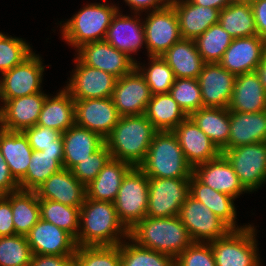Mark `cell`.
Instances as JSON below:
<instances>
[{
    "label": "cell",
    "mask_w": 266,
    "mask_h": 266,
    "mask_svg": "<svg viewBox=\"0 0 266 266\" xmlns=\"http://www.w3.org/2000/svg\"><path fill=\"white\" fill-rule=\"evenodd\" d=\"M128 237L129 231L119 221L114 203L85 198L80 207L77 246H115Z\"/></svg>",
    "instance_id": "1"
},
{
    "label": "cell",
    "mask_w": 266,
    "mask_h": 266,
    "mask_svg": "<svg viewBox=\"0 0 266 266\" xmlns=\"http://www.w3.org/2000/svg\"><path fill=\"white\" fill-rule=\"evenodd\" d=\"M157 132L145 114L122 116L104 140L113 159L139 167Z\"/></svg>",
    "instance_id": "2"
},
{
    "label": "cell",
    "mask_w": 266,
    "mask_h": 266,
    "mask_svg": "<svg viewBox=\"0 0 266 266\" xmlns=\"http://www.w3.org/2000/svg\"><path fill=\"white\" fill-rule=\"evenodd\" d=\"M129 237L142 247L174 259L194 242L179 216H146L129 231Z\"/></svg>",
    "instance_id": "3"
},
{
    "label": "cell",
    "mask_w": 266,
    "mask_h": 266,
    "mask_svg": "<svg viewBox=\"0 0 266 266\" xmlns=\"http://www.w3.org/2000/svg\"><path fill=\"white\" fill-rule=\"evenodd\" d=\"M139 168L148 178L190 179L193 174V168L172 131H158L155 134Z\"/></svg>",
    "instance_id": "4"
},
{
    "label": "cell",
    "mask_w": 266,
    "mask_h": 266,
    "mask_svg": "<svg viewBox=\"0 0 266 266\" xmlns=\"http://www.w3.org/2000/svg\"><path fill=\"white\" fill-rule=\"evenodd\" d=\"M118 10L119 7L115 4H88L67 22L62 25V21L60 22L62 38L76 49L86 43L104 40L112 18Z\"/></svg>",
    "instance_id": "5"
},
{
    "label": "cell",
    "mask_w": 266,
    "mask_h": 266,
    "mask_svg": "<svg viewBox=\"0 0 266 266\" xmlns=\"http://www.w3.org/2000/svg\"><path fill=\"white\" fill-rule=\"evenodd\" d=\"M149 178L133 167L124 177L114 201L119 221L130 231L147 214Z\"/></svg>",
    "instance_id": "6"
},
{
    "label": "cell",
    "mask_w": 266,
    "mask_h": 266,
    "mask_svg": "<svg viewBox=\"0 0 266 266\" xmlns=\"http://www.w3.org/2000/svg\"><path fill=\"white\" fill-rule=\"evenodd\" d=\"M256 228L247 225L231 230L226 236L209 242L216 266H260Z\"/></svg>",
    "instance_id": "7"
},
{
    "label": "cell",
    "mask_w": 266,
    "mask_h": 266,
    "mask_svg": "<svg viewBox=\"0 0 266 266\" xmlns=\"http://www.w3.org/2000/svg\"><path fill=\"white\" fill-rule=\"evenodd\" d=\"M240 184L247 192L256 191L266 182V142L223 150Z\"/></svg>",
    "instance_id": "8"
},
{
    "label": "cell",
    "mask_w": 266,
    "mask_h": 266,
    "mask_svg": "<svg viewBox=\"0 0 266 266\" xmlns=\"http://www.w3.org/2000/svg\"><path fill=\"white\" fill-rule=\"evenodd\" d=\"M190 195L189 179L149 178L147 217L179 216Z\"/></svg>",
    "instance_id": "9"
},
{
    "label": "cell",
    "mask_w": 266,
    "mask_h": 266,
    "mask_svg": "<svg viewBox=\"0 0 266 266\" xmlns=\"http://www.w3.org/2000/svg\"><path fill=\"white\" fill-rule=\"evenodd\" d=\"M44 68L40 56L33 52L23 62L2 73L0 100L15 99L42 92Z\"/></svg>",
    "instance_id": "10"
},
{
    "label": "cell",
    "mask_w": 266,
    "mask_h": 266,
    "mask_svg": "<svg viewBox=\"0 0 266 266\" xmlns=\"http://www.w3.org/2000/svg\"><path fill=\"white\" fill-rule=\"evenodd\" d=\"M179 218L194 242L209 243L226 236L232 230L191 195L181 206Z\"/></svg>",
    "instance_id": "11"
},
{
    "label": "cell",
    "mask_w": 266,
    "mask_h": 266,
    "mask_svg": "<svg viewBox=\"0 0 266 266\" xmlns=\"http://www.w3.org/2000/svg\"><path fill=\"white\" fill-rule=\"evenodd\" d=\"M145 20L143 27L147 56L163 55L182 38L178 17L171 4L163 9L149 11Z\"/></svg>",
    "instance_id": "12"
},
{
    "label": "cell",
    "mask_w": 266,
    "mask_h": 266,
    "mask_svg": "<svg viewBox=\"0 0 266 266\" xmlns=\"http://www.w3.org/2000/svg\"><path fill=\"white\" fill-rule=\"evenodd\" d=\"M77 59L84 65L100 69L119 79L136 67V59L118 51L107 41L86 43L76 49Z\"/></svg>",
    "instance_id": "13"
},
{
    "label": "cell",
    "mask_w": 266,
    "mask_h": 266,
    "mask_svg": "<svg viewBox=\"0 0 266 266\" xmlns=\"http://www.w3.org/2000/svg\"><path fill=\"white\" fill-rule=\"evenodd\" d=\"M151 97L150 88L136 67L117 79L111 96L121 117L145 114Z\"/></svg>",
    "instance_id": "14"
},
{
    "label": "cell",
    "mask_w": 266,
    "mask_h": 266,
    "mask_svg": "<svg viewBox=\"0 0 266 266\" xmlns=\"http://www.w3.org/2000/svg\"><path fill=\"white\" fill-rule=\"evenodd\" d=\"M76 68L64 88L74 100L108 98L112 96L117 78L100 69L82 64L74 59Z\"/></svg>",
    "instance_id": "15"
},
{
    "label": "cell",
    "mask_w": 266,
    "mask_h": 266,
    "mask_svg": "<svg viewBox=\"0 0 266 266\" xmlns=\"http://www.w3.org/2000/svg\"><path fill=\"white\" fill-rule=\"evenodd\" d=\"M76 125L105 139L118 123L120 115L112 98L74 100Z\"/></svg>",
    "instance_id": "16"
},
{
    "label": "cell",
    "mask_w": 266,
    "mask_h": 266,
    "mask_svg": "<svg viewBox=\"0 0 266 266\" xmlns=\"http://www.w3.org/2000/svg\"><path fill=\"white\" fill-rule=\"evenodd\" d=\"M236 76L219 63H205L197 80L203 107L228 108Z\"/></svg>",
    "instance_id": "17"
},
{
    "label": "cell",
    "mask_w": 266,
    "mask_h": 266,
    "mask_svg": "<svg viewBox=\"0 0 266 266\" xmlns=\"http://www.w3.org/2000/svg\"><path fill=\"white\" fill-rule=\"evenodd\" d=\"M265 50L266 40L258 35L234 38L218 63L235 76L253 72Z\"/></svg>",
    "instance_id": "18"
},
{
    "label": "cell",
    "mask_w": 266,
    "mask_h": 266,
    "mask_svg": "<svg viewBox=\"0 0 266 266\" xmlns=\"http://www.w3.org/2000/svg\"><path fill=\"white\" fill-rule=\"evenodd\" d=\"M46 94L33 95L9 100H0V128L7 131H23L37 124Z\"/></svg>",
    "instance_id": "19"
},
{
    "label": "cell",
    "mask_w": 266,
    "mask_h": 266,
    "mask_svg": "<svg viewBox=\"0 0 266 266\" xmlns=\"http://www.w3.org/2000/svg\"><path fill=\"white\" fill-rule=\"evenodd\" d=\"M25 236L32 253L37 255H74L77 248L68 232L41 218Z\"/></svg>",
    "instance_id": "20"
},
{
    "label": "cell",
    "mask_w": 266,
    "mask_h": 266,
    "mask_svg": "<svg viewBox=\"0 0 266 266\" xmlns=\"http://www.w3.org/2000/svg\"><path fill=\"white\" fill-rule=\"evenodd\" d=\"M187 162L192 168L217 158L221 151L187 116L173 131Z\"/></svg>",
    "instance_id": "21"
},
{
    "label": "cell",
    "mask_w": 266,
    "mask_h": 266,
    "mask_svg": "<svg viewBox=\"0 0 266 266\" xmlns=\"http://www.w3.org/2000/svg\"><path fill=\"white\" fill-rule=\"evenodd\" d=\"M35 192L39 200H52L78 208L84 204L86 198V186L71 170L65 168L52 174Z\"/></svg>",
    "instance_id": "22"
},
{
    "label": "cell",
    "mask_w": 266,
    "mask_h": 266,
    "mask_svg": "<svg viewBox=\"0 0 266 266\" xmlns=\"http://www.w3.org/2000/svg\"><path fill=\"white\" fill-rule=\"evenodd\" d=\"M193 175L204 185L233 198L247 192L240 184L232 165L222 153L213 160L195 166Z\"/></svg>",
    "instance_id": "23"
},
{
    "label": "cell",
    "mask_w": 266,
    "mask_h": 266,
    "mask_svg": "<svg viewBox=\"0 0 266 266\" xmlns=\"http://www.w3.org/2000/svg\"><path fill=\"white\" fill-rule=\"evenodd\" d=\"M119 11L112 18L104 40L133 59L131 54H136L141 47L143 48V43H146L143 21H140L138 13H135L136 16L133 18L122 15Z\"/></svg>",
    "instance_id": "24"
},
{
    "label": "cell",
    "mask_w": 266,
    "mask_h": 266,
    "mask_svg": "<svg viewBox=\"0 0 266 266\" xmlns=\"http://www.w3.org/2000/svg\"><path fill=\"white\" fill-rule=\"evenodd\" d=\"M179 23L180 35L195 40L211 25L219 23L220 10L193 4L190 0H171Z\"/></svg>",
    "instance_id": "25"
},
{
    "label": "cell",
    "mask_w": 266,
    "mask_h": 266,
    "mask_svg": "<svg viewBox=\"0 0 266 266\" xmlns=\"http://www.w3.org/2000/svg\"><path fill=\"white\" fill-rule=\"evenodd\" d=\"M228 110L241 113L266 111V90L255 71L236 76Z\"/></svg>",
    "instance_id": "26"
},
{
    "label": "cell",
    "mask_w": 266,
    "mask_h": 266,
    "mask_svg": "<svg viewBox=\"0 0 266 266\" xmlns=\"http://www.w3.org/2000/svg\"><path fill=\"white\" fill-rule=\"evenodd\" d=\"M62 138L63 168L68 170L89 158L105 143V140L97 133L76 124L63 132Z\"/></svg>",
    "instance_id": "27"
},
{
    "label": "cell",
    "mask_w": 266,
    "mask_h": 266,
    "mask_svg": "<svg viewBox=\"0 0 266 266\" xmlns=\"http://www.w3.org/2000/svg\"><path fill=\"white\" fill-rule=\"evenodd\" d=\"M258 142H266V111H230L228 149Z\"/></svg>",
    "instance_id": "28"
},
{
    "label": "cell",
    "mask_w": 266,
    "mask_h": 266,
    "mask_svg": "<svg viewBox=\"0 0 266 266\" xmlns=\"http://www.w3.org/2000/svg\"><path fill=\"white\" fill-rule=\"evenodd\" d=\"M0 150L13 178L19 183L26 175L33 150L22 131L0 128Z\"/></svg>",
    "instance_id": "29"
},
{
    "label": "cell",
    "mask_w": 266,
    "mask_h": 266,
    "mask_svg": "<svg viewBox=\"0 0 266 266\" xmlns=\"http://www.w3.org/2000/svg\"><path fill=\"white\" fill-rule=\"evenodd\" d=\"M130 164L111 158L94 180L86 186V197L95 201L114 203Z\"/></svg>",
    "instance_id": "30"
},
{
    "label": "cell",
    "mask_w": 266,
    "mask_h": 266,
    "mask_svg": "<svg viewBox=\"0 0 266 266\" xmlns=\"http://www.w3.org/2000/svg\"><path fill=\"white\" fill-rule=\"evenodd\" d=\"M75 124V102L70 93L63 88L52 98L47 95L36 125L63 133Z\"/></svg>",
    "instance_id": "31"
},
{
    "label": "cell",
    "mask_w": 266,
    "mask_h": 266,
    "mask_svg": "<svg viewBox=\"0 0 266 266\" xmlns=\"http://www.w3.org/2000/svg\"><path fill=\"white\" fill-rule=\"evenodd\" d=\"M190 195L209 208L218 218L224 221L232 230H240L247 225L238 227L236 224V208L234 199L228 194L215 191L201 183L193 174L189 179ZM237 226V227H236Z\"/></svg>",
    "instance_id": "32"
},
{
    "label": "cell",
    "mask_w": 266,
    "mask_h": 266,
    "mask_svg": "<svg viewBox=\"0 0 266 266\" xmlns=\"http://www.w3.org/2000/svg\"><path fill=\"white\" fill-rule=\"evenodd\" d=\"M161 57L172 69L175 78L197 79L205 64L195 41L191 39L181 38Z\"/></svg>",
    "instance_id": "33"
},
{
    "label": "cell",
    "mask_w": 266,
    "mask_h": 266,
    "mask_svg": "<svg viewBox=\"0 0 266 266\" xmlns=\"http://www.w3.org/2000/svg\"><path fill=\"white\" fill-rule=\"evenodd\" d=\"M194 123L222 152L228 149L230 111L228 108L202 107L189 115Z\"/></svg>",
    "instance_id": "34"
},
{
    "label": "cell",
    "mask_w": 266,
    "mask_h": 266,
    "mask_svg": "<svg viewBox=\"0 0 266 266\" xmlns=\"http://www.w3.org/2000/svg\"><path fill=\"white\" fill-rule=\"evenodd\" d=\"M4 196L11 204L15 233L26 235L40 219L39 198L36 192L19 189Z\"/></svg>",
    "instance_id": "35"
},
{
    "label": "cell",
    "mask_w": 266,
    "mask_h": 266,
    "mask_svg": "<svg viewBox=\"0 0 266 266\" xmlns=\"http://www.w3.org/2000/svg\"><path fill=\"white\" fill-rule=\"evenodd\" d=\"M63 168L60 151H33L25 177L19 182L20 190L35 191L52 174Z\"/></svg>",
    "instance_id": "36"
},
{
    "label": "cell",
    "mask_w": 266,
    "mask_h": 266,
    "mask_svg": "<svg viewBox=\"0 0 266 266\" xmlns=\"http://www.w3.org/2000/svg\"><path fill=\"white\" fill-rule=\"evenodd\" d=\"M145 116L158 131H173L187 117L169 93L152 95Z\"/></svg>",
    "instance_id": "37"
},
{
    "label": "cell",
    "mask_w": 266,
    "mask_h": 266,
    "mask_svg": "<svg viewBox=\"0 0 266 266\" xmlns=\"http://www.w3.org/2000/svg\"><path fill=\"white\" fill-rule=\"evenodd\" d=\"M222 28L234 38L257 35L253 9L250 3H233L219 13Z\"/></svg>",
    "instance_id": "38"
},
{
    "label": "cell",
    "mask_w": 266,
    "mask_h": 266,
    "mask_svg": "<svg viewBox=\"0 0 266 266\" xmlns=\"http://www.w3.org/2000/svg\"><path fill=\"white\" fill-rule=\"evenodd\" d=\"M40 218L68 232L75 240L79 232L80 208L52 200H39Z\"/></svg>",
    "instance_id": "39"
},
{
    "label": "cell",
    "mask_w": 266,
    "mask_h": 266,
    "mask_svg": "<svg viewBox=\"0 0 266 266\" xmlns=\"http://www.w3.org/2000/svg\"><path fill=\"white\" fill-rule=\"evenodd\" d=\"M120 243L121 266H175L170 255L142 247L130 237ZM132 243V244H131Z\"/></svg>",
    "instance_id": "40"
},
{
    "label": "cell",
    "mask_w": 266,
    "mask_h": 266,
    "mask_svg": "<svg viewBox=\"0 0 266 266\" xmlns=\"http://www.w3.org/2000/svg\"><path fill=\"white\" fill-rule=\"evenodd\" d=\"M194 41L205 63H218L233 41V37L222 28L220 23H217L211 25Z\"/></svg>",
    "instance_id": "41"
},
{
    "label": "cell",
    "mask_w": 266,
    "mask_h": 266,
    "mask_svg": "<svg viewBox=\"0 0 266 266\" xmlns=\"http://www.w3.org/2000/svg\"><path fill=\"white\" fill-rule=\"evenodd\" d=\"M148 67L136 62V68L143 75L148 84L151 94L169 93L175 76L172 69L161 56H148ZM150 64V65H149ZM142 66V67H141Z\"/></svg>",
    "instance_id": "42"
},
{
    "label": "cell",
    "mask_w": 266,
    "mask_h": 266,
    "mask_svg": "<svg viewBox=\"0 0 266 266\" xmlns=\"http://www.w3.org/2000/svg\"><path fill=\"white\" fill-rule=\"evenodd\" d=\"M32 256L25 235L0 237V266H29Z\"/></svg>",
    "instance_id": "43"
},
{
    "label": "cell",
    "mask_w": 266,
    "mask_h": 266,
    "mask_svg": "<svg viewBox=\"0 0 266 266\" xmlns=\"http://www.w3.org/2000/svg\"><path fill=\"white\" fill-rule=\"evenodd\" d=\"M75 266H121L120 244L115 246H77Z\"/></svg>",
    "instance_id": "44"
},
{
    "label": "cell",
    "mask_w": 266,
    "mask_h": 266,
    "mask_svg": "<svg viewBox=\"0 0 266 266\" xmlns=\"http://www.w3.org/2000/svg\"><path fill=\"white\" fill-rule=\"evenodd\" d=\"M169 94L187 116L203 107L201 89L197 79L175 78Z\"/></svg>",
    "instance_id": "45"
},
{
    "label": "cell",
    "mask_w": 266,
    "mask_h": 266,
    "mask_svg": "<svg viewBox=\"0 0 266 266\" xmlns=\"http://www.w3.org/2000/svg\"><path fill=\"white\" fill-rule=\"evenodd\" d=\"M31 46L22 38H14L0 32V73L11 70L32 53Z\"/></svg>",
    "instance_id": "46"
},
{
    "label": "cell",
    "mask_w": 266,
    "mask_h": 266,
    "mask_svg": "<svg viewBox=\"0 0 266 266\" xmlns=\"http://www.w3.org/2000/svg\"><path fill=\"white\" fill-rule=\"evenodd\" d=\"M33 151H60L63 153V138L60 131L35 125L22 131Z\"/></svg>",
    "instance_id": "47"
},
{
    "label": "cell",
    "mask_w": 266,
    "mask_h": 266,
    "mask_svg": "<svg viewBox=\"0 0 266 266\" xmlns=\"http://www.w3.org/2000/svg\"><path fill=\"white\" fill-rule=\"evenodd\" d=\"M111 158V153L104 143L97 151L92 153L89 158H86L83 162H79L74 166L71 171L82 184L87 186L96 178Z\"/></svg>",
    "instance_id": "48"
},
{
    "label": "cell",
    "mask_w": 266,
    "mask_h": 266,
    "mask_svg": "<svg viewBox=\"0 0 266 266\" xmlns=\"http://www.w3.org/2000/svg\"><path fill=\"white\" fill-rule=\"evenodd\" d=\"M175 266H216L210 243L193 242L175 258Z\"/></svg>",
    "instance_id": "49"
},
{
    "label": "cell",
    "mask_w": 266,
    "mask_h": 266,
    "mask_svg": "<svg viewBox=\"0 0 266 266\" xmlns=\"http://www.w3.org/2000/svg\"><path fill=\"white\" fill-rule=\"evenodd\" d=\"M10 201L0 195V237L15 235Z\"/></svg>",
    "instance_id": "50"
},
{
    "label": "cell",
    "mask_w": 266,
    "mask_h": 266,
    "mask_svg": "<svg viewBox=\"0 0 266 266\" xmlns=\"http://www.w3.org/2000/svg\"><path fill=\"white\" fill-rule=\"evenodd\" d=\"M29 266H75L74 255H37L33 254Z\"/></svg>",
    "instance_id": "51"
},
{
    "label": "cell",
    "mask_w": 266,
    "mask_h": 266,
    "mask_svg": "<svg viewBox=\"0 0 266 266\" xmlns=\"http://www.w3.org/2000/svg\"><path fill=\"white\" fill-rule=\"evenodd\" d=\"M17 190L19 183L13 178L0 150V195H7Z\"/></svg>",
    "instance_id": "52"
},
{
    "label": "cell",
    "mask_w": 266,
    "mask_h": 266,
    "mask_svg": "<svg viewBox=\"0 0 266 266\" xmlns=\"http://www.w3.org/2000/svg\"><path fill=\"white\" fill-rule=\"evenodd\" d=\"M257 35L266 40V0H252Z\"/></svg>",
    "instance_id": "53"
},
{
    "label": "cell",
    "mask_w": 266,
    "mask_h": 266,
    "mask_svg": "<svg viewBox=\"0 0 266 266\" xmlns=\"http://www.w3.org/2000/svg\"><path fill=\"white\" fill-rule=\"evenodd\" d=\"M128 6L132 10H134L135 13H138L141 11L144 12L151 10L156 11L159 9H163L171 4V0H124ZM153 8V9H151Z\"/></svg>",
    "instance_id": "54"
},
{
    "label": "cell",
    "mask_w": 266,
    "mask_h": 266,
    "mask_svg": "<svg viewBox=\"0 0 266 266\" xmlns=\"http://www.w3.org/2000/svg\"><path fill=\"white\" fill-rule=\"evenodd\" d=\"M193 4L204 6V7H211L217 10H222L227 5H229L228 0H190Z\"/></svg>",
    "instance_id": "55"
},
{
    "label": "cell",
    "mask_w": 266,
    "mask_h": 266,
    "mask_svg": "<svg viewBox=\"0 0 266 266\" xmlns=\"http://www.w3.org/2000/svg\"><path fill=\"white\" fill-rule=\"evenodd\" d=\"M255 72L257 73L260 82L262 83V85L265 87L266 90V50Z\"/></svg>",
    "instance_id": "56"
},
{
    "label": "cell",
    "mask_w": 266,
    "mask_h": 266,
    "mask_svg": "<svg viewBox=\"0 0 266 266\" xmlns=\"http://www.w3.org/2000/svg\"><path fill=\"white\" fill-rule=\"evenodd\" d=\"M230 4L233 3H251L252 0H228Z\"/></svg>",
    "instance_id": "57"
}]
</instances>
